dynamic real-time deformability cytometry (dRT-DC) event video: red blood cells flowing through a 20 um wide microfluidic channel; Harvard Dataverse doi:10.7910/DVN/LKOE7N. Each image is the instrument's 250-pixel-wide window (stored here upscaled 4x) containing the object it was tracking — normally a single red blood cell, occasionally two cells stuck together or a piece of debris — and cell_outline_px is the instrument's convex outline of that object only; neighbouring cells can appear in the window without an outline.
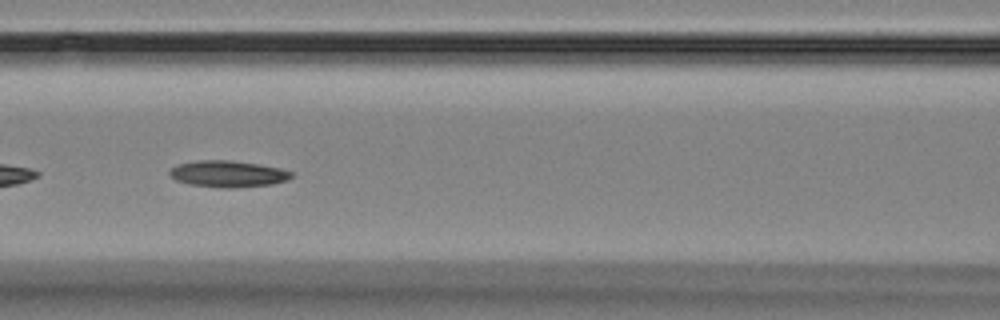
{"species": "Egyptian fruit bat (a non-hibernating species)", "species_latin": "Rousettus aegyptiacus", "temperature_condition": "room temperature", "stored_images_in_passage": 10, "camera_frame_rate_fps": 3000, "um_per_image_px": 0.085, "animal": {"sex": "female"}, "frame": {"image": 1, "passage_image": 6, "time_ms": 6.667, "image_size_px": [1000, 320], "cell_outline_px": [[292, 176], [288, 180], [272, 184], [232, 188], [216, 188], [188, 184], [176, 180], [168, 172], [172, 168], [180, 164], [196, 160], [228, 160], [256, 164], [280, 168], [292, 172]], "centroid_in_image_um": [19.37, 14.79], "position_along_channel_um": 147.2, "area_um2": 18.73}}
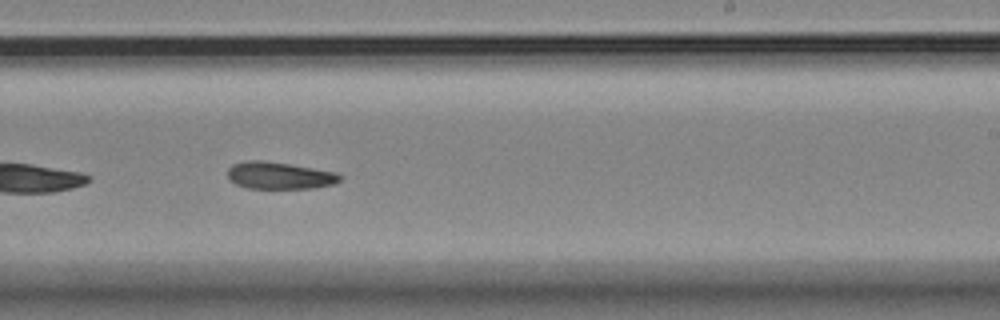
{"frame": {"image": 2, "passage_image": 9, "time_ms": 10.0, "image_size_px": [1000, 320], "cell_outline_px": [[344, 176], [336, 184], [316, 188], [248, 188], [236, 184], [228, 176], [228, 168], [232, 164], [244, 160], [260, 160], [288, 164], [336, 172]], "centroid_in_image_um": [23.78, 14.92], "position_along_channel_um": 265.2, "area_um2": 17.74}}
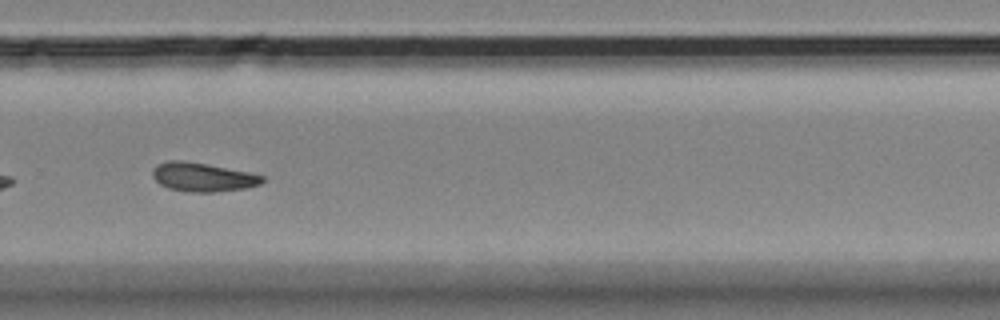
{"frame": {"image": 3, "passage_image": 10, "time_ms": 11.333, "image_size_px": [1000, 320], "cell_outline_px": [[264, 180], [260, 184], [248, 188], [216, 192], [192, 192], [168, 188], [160, 184], [152, 176], [152, 168], [156, 164], [168, 160], [184, 160], [248, 172], [264, 176]], "centroid_in_image_um": [17.21, 15.05], "position_along_channel_um": 312.6, "area_um2": 18.5}}